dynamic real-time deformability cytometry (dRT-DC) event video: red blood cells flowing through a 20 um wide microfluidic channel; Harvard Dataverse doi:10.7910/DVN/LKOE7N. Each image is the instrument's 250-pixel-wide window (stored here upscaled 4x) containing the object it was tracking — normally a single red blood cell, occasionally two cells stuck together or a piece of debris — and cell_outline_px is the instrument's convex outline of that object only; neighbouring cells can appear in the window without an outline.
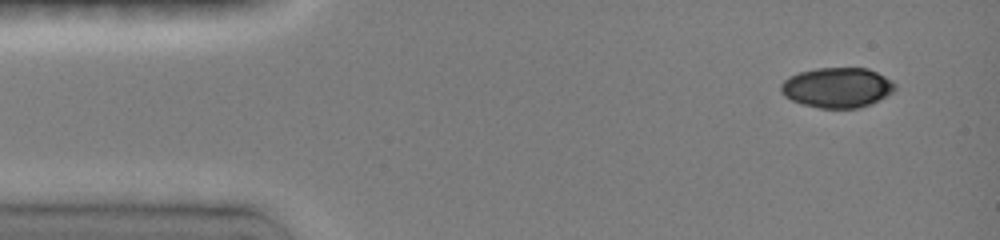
{"species": "common noctule bat (a hibernating species)", "species_latin": "Nyctalus noctula", "temperature_condition": "room temperature", "stored_images_in_passage": 36, "camera_frame_rate_fps": 3000, "um_per_image_px": 0.085, "animal": {"sex": "female", "body_mass_g": 19.0, "forearm_length_mm": 51.5}, "frame": {"image": 1, "passage_image": 1, "time_ms": 0.0, "image_size_px": [1000, 240], "cell_outline_px": [[896, 88], [892, 92], [872, 104], [860, 108], [820, 108], [804, 104], [792, 100], [784, 96], [780, 92], [780, 84], [788, 76], [800, 72], [816, 68], [868, 68], [892, 80], [896, 84]], "centroid_in_image_um": [71.16, 7.44], "position_along_channel_um": 13.8, "area_um2": 26.76}}
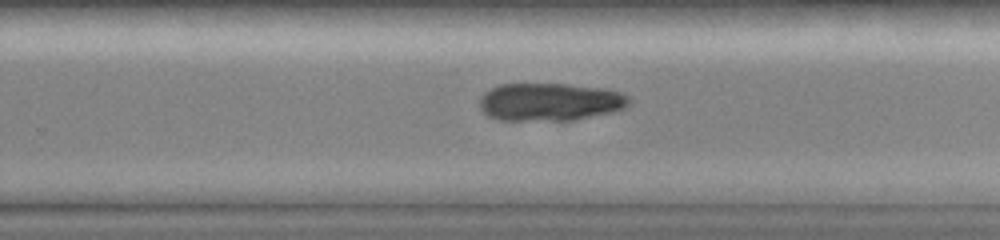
{"frame": {"image": 2, "passage_image": 25, "time_ms": 9.0, "image_size_px": [1000, 240], "cell_outline_px": [[632, 104], [616, 112], [576, 120], [496, 120], [488, 116], [480, 108], [480, 96], [484, 92], [500, 84], [564, 84], [600, 88], [620, 92], [628, 96], [632, 100]], "centroid_in_image_um": [46.77, 8.68], "position_along_channel_um": 283.0, "area_um2": 33.29}}
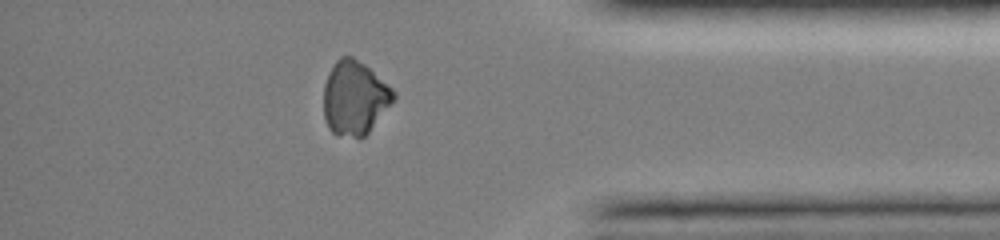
{"frame": {"image": 3, "passage_image": 33, "time_ms": 12.333, "image_size_px": [1000, 240], "cell_outline_px": [[396, 96], [368, 132], [360, 140], [332, 132], [328, 128], [324, 116], [324, 84], [328, 72], [336, 60], [340, 56], [352, 56], [364, 64], [392, 88], [396, 92]], "centroid_in_image_um": [30.12, 8.32], "position_along_channel_um": 405.1, "area_um2": 29.94}}